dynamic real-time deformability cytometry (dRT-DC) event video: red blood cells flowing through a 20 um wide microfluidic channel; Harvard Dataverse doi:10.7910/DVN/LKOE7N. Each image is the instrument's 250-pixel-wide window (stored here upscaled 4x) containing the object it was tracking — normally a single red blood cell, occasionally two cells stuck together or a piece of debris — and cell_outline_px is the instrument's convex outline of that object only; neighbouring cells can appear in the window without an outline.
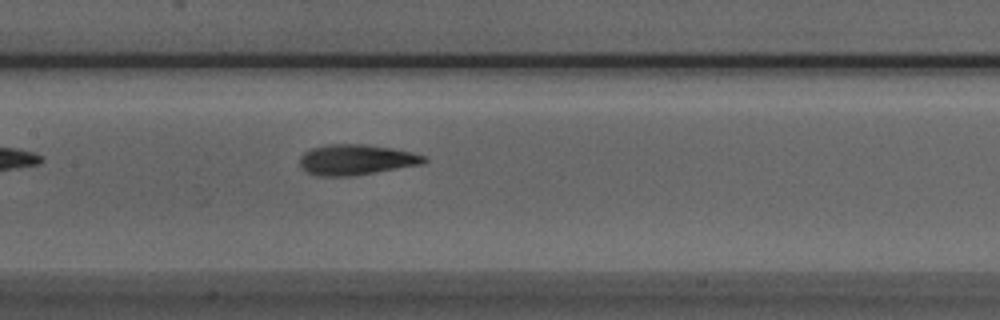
{"species": "Egyptian fruit bat (a non-hibernating species)", "species_latin": "Rousettus aegyptiacus", "temperature_condition": "room temperature", "stored_images_in_passage": 31, "camera_frame_rate_fps": 3000, "um_per_image_px": 0.085, "animal": {"sex": "male"}, "frame": {"image": 1, "passage_image": 11, "time_ms": 3.333, "image_size_px": [1000, 320], "cell_outline_px": [[428, 160], [420, 164], [348, 176], [316, 176], [308, 172], [300, 164], [300, 156], [304, 152], [312, 148], [328, 144], [364, 144], [392, 148], [424, 156]], "centroid_in_image_um": [30.21, 13.56], "position_along_channel_um": 177.2, "area_um2": 21.56}}
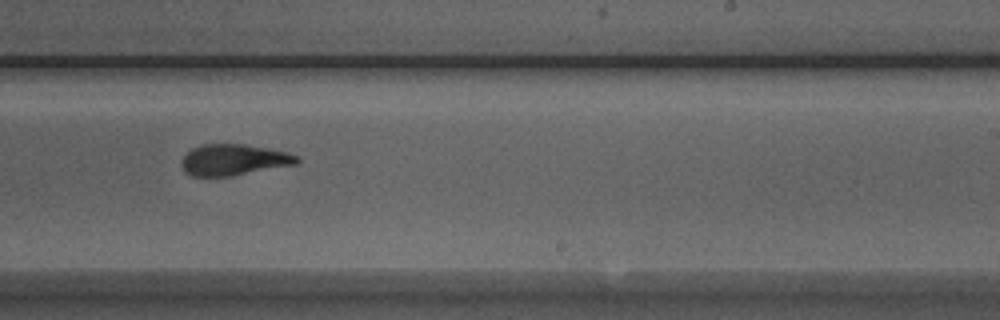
{"frame": {"image": 2, "passage_image": 18, "time_ms": 5.667, "image_size_px": [1000, 320], "cell_outline_px": [[300, 160], [296, 164], [228, 176], [192, 176], [180, 164], [180, 160], [192, 148], [200, 144], [244, 144], [284, 152], [300, 156]], "centroid_in_image_um": [19.84, 13.57], "position_along_channel_um": 269.2, "area_um2": 20.58}}
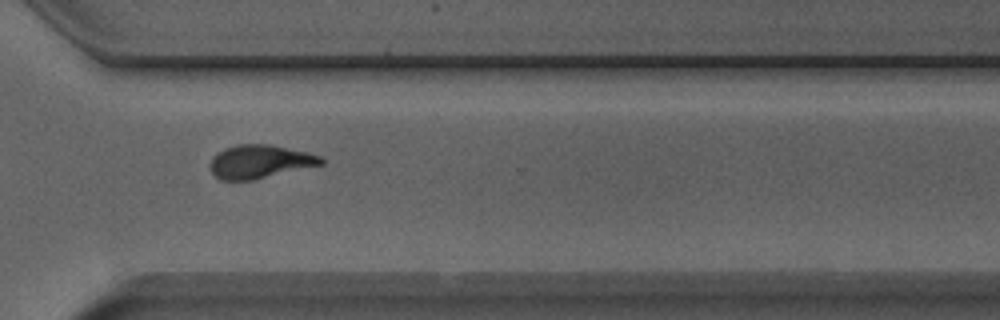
{"frame": {"image": 3, "passage_image": 24, "time_ms": 7.667, "image_size_px": [1000, 320], "cell_outline_px": [[324, 164], [252, 180], [220, 180], [212, 172], [212, 156], [216, 152], [224, 148], [236, 144], [268, 144], [308, 152], [320, 156], [324, 160]], "centroid_in_image_um": [22.09, 13.73], "position_along_channel_um": 348.5, "area_um2": 21.5}}